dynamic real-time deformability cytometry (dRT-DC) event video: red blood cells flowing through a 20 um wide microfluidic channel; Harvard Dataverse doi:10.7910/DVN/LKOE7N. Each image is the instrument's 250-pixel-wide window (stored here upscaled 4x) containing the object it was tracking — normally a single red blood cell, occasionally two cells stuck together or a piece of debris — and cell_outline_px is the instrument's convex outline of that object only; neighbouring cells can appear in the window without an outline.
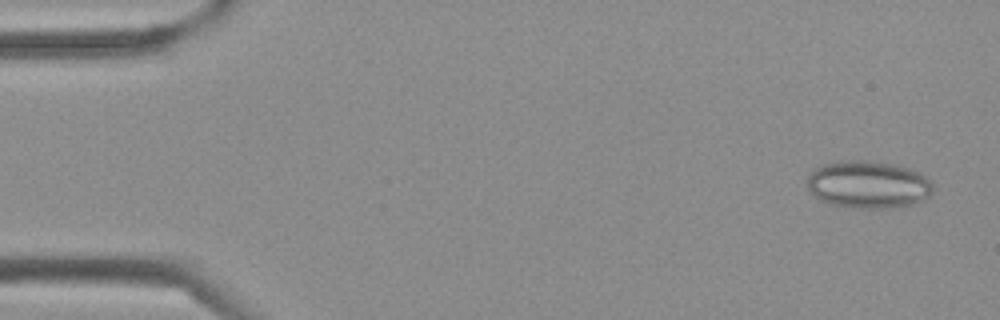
{"species": "Egyptian fruit bat (a non-hibernating species)", "species_latin": "Rousettus aegyptiacus", "temperature_condition": "cold", "stored_images_in_passage": 41, "camera_frame_rate_fps": 3000, "um_per_image_px": 0.085, "frame": {"image": 1, "passage_image": 2, "time_ms": 0.333, "image_size_px": [1000, 320], "cell_outline_px": [[932, 192], [924, 200], [900, 208], [856, 208], [828, 204], [820, 200], [808, 188], [808, 176], [812, 168], [820, 164], [840, 160], [880, 160], [912, 168], [920, 172], [932, 184]], "centroid_in_image_um": [73.79, 15.66], "position_along_channel_um": 11.2, "area_um2": 35.6}}
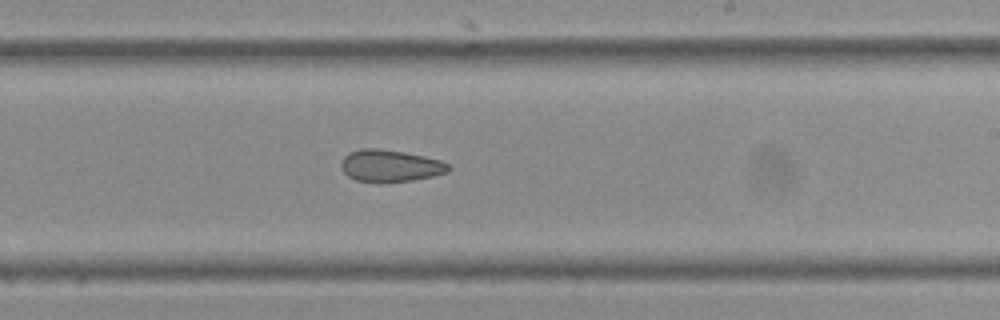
{"frame": {"image": 2, "passage_image": 24, "time_ms": 7.667, "image_size_px": [1000, 320], "cell_outline_px": [[452, 168], [448, 172], [432, 176], [412, 180], [356, 180], [348, 176], [340, 168], [340, 164], [344, 156], [348, 152], [360, 148], [380, 148], [404, 152], [424, 156], [440, 160], [448, 164]], "centroid_in_image_um": [33.16, 14.05], "position_along_channel_um": 255.8, "area_um2": 19.65}}
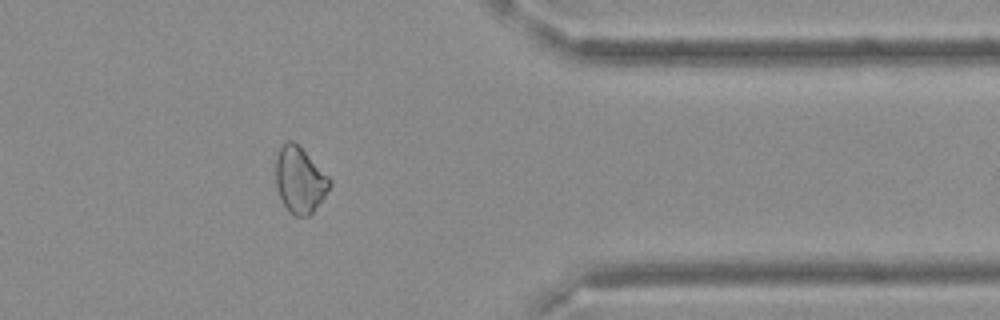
{"frame": {"image": 3, "passage_image": 33, "time_ms": 10.667, "image_size_px": [1000, 320], "cell_outline_px": [[332, 184], [324, 196], [312, 212], [308, 216], [296, 216], [288, 212], [276, 188], [276, 156], [280, 144], [288, 140], [292, 140], [332, 180]], "centroid_in_image_um": [25.45, 15.3], "position_along_channel_um": 385.9, "area_um2": 20.46}}